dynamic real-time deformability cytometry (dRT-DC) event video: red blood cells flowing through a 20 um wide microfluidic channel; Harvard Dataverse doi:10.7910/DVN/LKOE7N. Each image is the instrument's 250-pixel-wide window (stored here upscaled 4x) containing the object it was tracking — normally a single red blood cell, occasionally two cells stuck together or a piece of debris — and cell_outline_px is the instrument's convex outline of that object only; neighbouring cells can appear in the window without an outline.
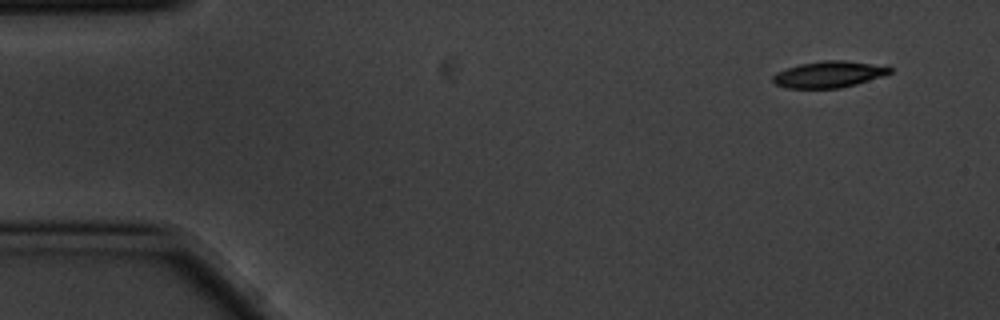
{"species": "common noctule bat (a hibernating species)", "species_latin": "Nyctalus noctula", "temperature_condition": "cold", "stored_images_in_passage": 3, "camera_frame_rate_fps": 3000, "um_per_image_px": 0.085, "animal": {"sex": "male", "body_mass_g": 20.1, "forearm_length_mm": 53.5}, "frame": {"image": 1, "passage_image": 1, "time_ms": 0.0, "image_size_px": [1000, 320], "cell_outline_px": [[892, 72], [856, 84], [840, 88], [788, 88], [776, 84], [772, 80], [772, 76], [776, 72], [800, 64], [824, 60], [844, 60], [892, 68]], "centroid_in_image_um": [70.39, 6.33], "position_along_channel_um": 14.6, "area_um2": 17.57}}